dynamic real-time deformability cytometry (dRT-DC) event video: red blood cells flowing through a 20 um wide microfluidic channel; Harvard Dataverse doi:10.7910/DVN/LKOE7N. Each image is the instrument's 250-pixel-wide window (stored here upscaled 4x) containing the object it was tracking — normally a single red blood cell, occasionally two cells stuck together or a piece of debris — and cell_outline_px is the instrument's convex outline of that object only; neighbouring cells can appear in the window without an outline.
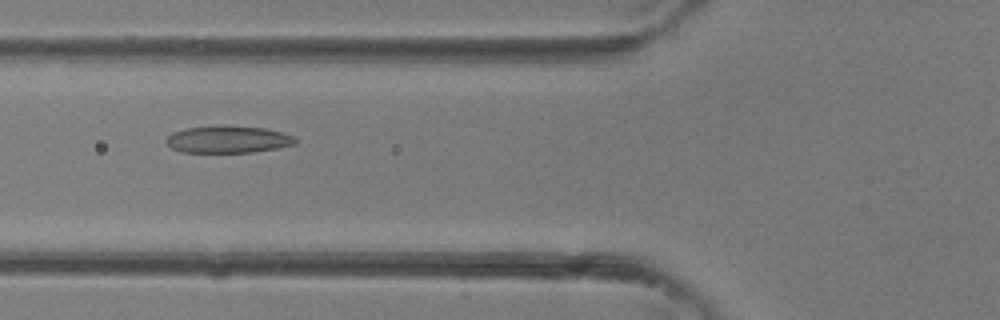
{"species": "common noctule bat (a hibernating species)", "species_latin": "Nyctalus noctula", "temperature_condition": "room temperature", "stored_images_in_passage": 27, "camera_frame_rate_fps": 3000, "um_per_image_px": 0.085, "animal": {"sex": "female"}, "frame": {"image": 1, "passage_image": 3, "time_ms": 0.667, "image_size_px": [1000, 320], "cell_outline_px": [[296, 144], [276, 148], [252, 152], [184, 152], [172, 148], [164, 140], [172, 132], [188, 128], [224, 124], [264, 128], [280, 132], [292, 136], [296, 140]], "centroid_in_image_um": [19.36, 11.83], "position_along_channel_um": 106.4, "area_um2": 20.4}}
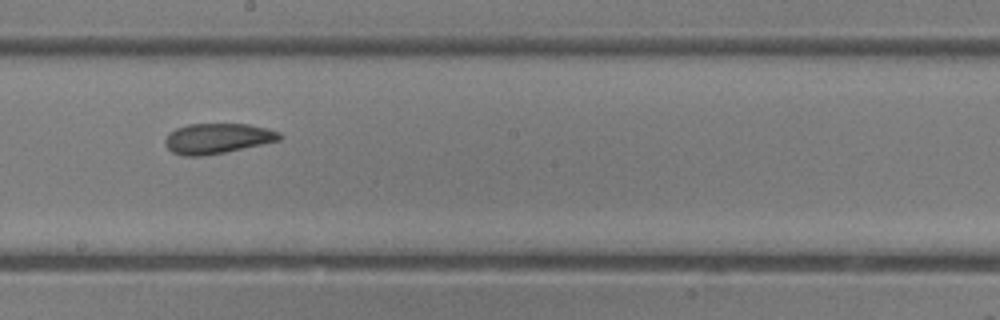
{"frame": {"image": 2, "passage_image": 10, "time_ms": 3.0, "image_size_px": [1000, 320], "cell_outline_px": [[284, 136], [280, 140], [224, 152], [204, 156], [184, 156], [172, 152], [164, 144], [164, 140], [168, 132], [176, 128], [188, 124], [248, 124], [268, 128], [280, 132]], "centroid_in_image_um": [18.46, 11.76], "position_along_channel_um": 229.7, "area_um2": 20.29}}
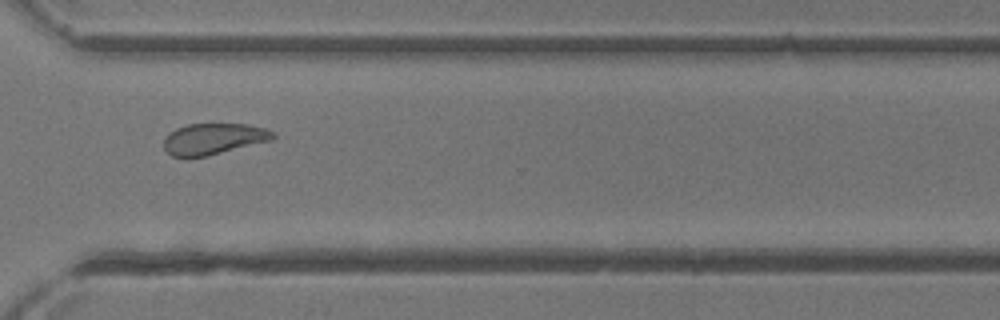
{"frame": {"image": 3, "passage_image": 17, "time_ms": 5.333, "image_size_px": [1000, 320], "cell_outline_px": [[276, 136], [272, 140], [208, 156], [172, 156], [164, 148], [164, 140], [168, 132], [176, 128], [188, 124], [248, 124], [264, 128], [276, 132]], "centroid_in_image_um": [18.18, 11.79], "position_along_channel_um": 352.4, "area_um2": 19.83}}